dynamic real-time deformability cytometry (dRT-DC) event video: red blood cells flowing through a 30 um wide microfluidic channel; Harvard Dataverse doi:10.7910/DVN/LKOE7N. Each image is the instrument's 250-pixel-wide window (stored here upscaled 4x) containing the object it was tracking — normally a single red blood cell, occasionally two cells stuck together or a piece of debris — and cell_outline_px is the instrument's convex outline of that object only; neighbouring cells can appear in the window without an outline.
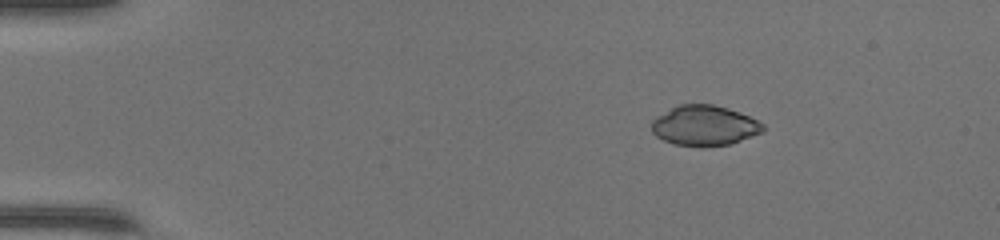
{"species": "common noctule bat (a hibernating species)", "species_latin": "Nyctalus noctula", "temperature_condition": "warm", "stored_images_in_passage": 42, "camera_frame_rate_fps": 3000, "um_per_image_px": 0.085, "animal": {"sex": "female", "body_mass_g": 17.0, "forearm_length_mm": 48.0}, "frame": {"image": 1, "passage_image": 1, "time_ms": 0.0, "image_size_px": [1000, 240], "cell_outline_px": [[764, 132], [728, 144], [700, 148], [676, 144], [664, 140], [656, 136], [652, 132], [652, 120], [656, 116], [680, 104], [712, 104], [748, 116], [764, 124]], "centroid_in_image_um": [59.85, 10.69], "position_along_channel_um": 25.1, "area_um2": 25.89}}
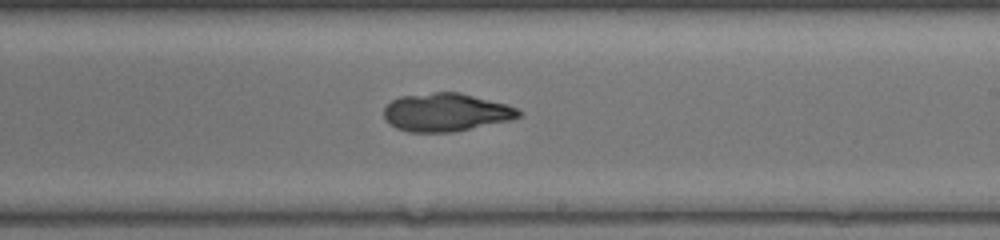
{"frame": {"image": 2, "passage_image": 23, "time_ms": 7.333, "image_size_px": [1000, 240], "cell_outline_px": [[524, 112], [520, 116], [508, 120], [452, 132], [408, 132], [396, 128], [384, 116], [384, 108], [392, 100], [400, 96], [432, 92], [460, 92], [508, 104]], "centroid_in_image_um": [37.91, 9.53], "position_along_channel_um": 251.1, "area_um2": 29.82}}
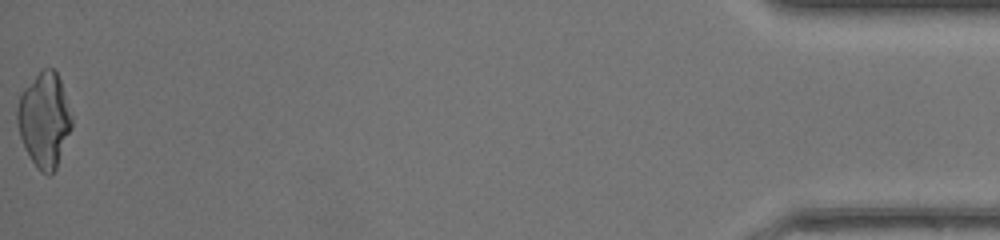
{"frame": {"image": 3, "passage_image": 42, "time_ms": 13.667, "image_size_px": [1000, 240], "cell_outline_px": [[72, 128], [56, 168], [48, 176], [40, 172], [36, 168], [20, 136], [16, 120], [16, 108], [20, 96], [24, 88], [44, 68], [52, 68], [56, 72], [60, 80], [72, 120]], "centroid_in_image_um": [3.76, 10.22], "position_along_channel_um": 431.4, "area_um2": 29.59}, "authors_computed_cell_mechanics": {"area_um2": 29.5647, "velocity_mm_per_s": 4.3475, "shape_relaxation_time_tau1_ms": null, "shape_relaxation_time_tau2_ms": 2.362, "deformation_change_tau1": null, "deformation_change_tau2": 0.0663}}